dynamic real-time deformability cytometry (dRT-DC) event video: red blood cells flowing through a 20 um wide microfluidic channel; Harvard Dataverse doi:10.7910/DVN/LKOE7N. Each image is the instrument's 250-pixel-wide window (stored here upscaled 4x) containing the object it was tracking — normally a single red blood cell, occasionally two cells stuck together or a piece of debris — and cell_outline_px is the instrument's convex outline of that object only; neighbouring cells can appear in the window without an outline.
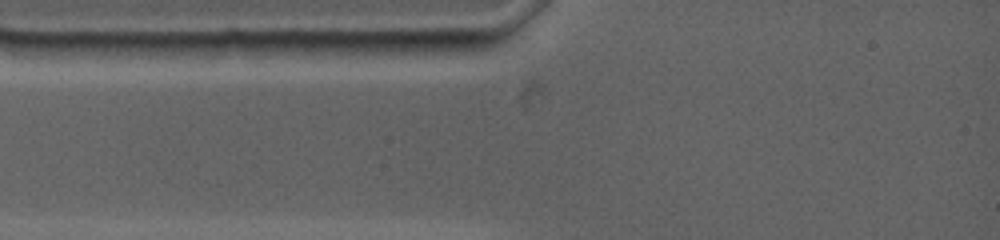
{"species": "common noctule bat (a hibernating species)", "species_latin": "Nyctalus noctula", "temperature_condition": "warm", "stored_images_in_passage": 2, "camera_frame_rate_fps": 4500, "um_per_image_px": 0.085, "animal": {"sex": "female", "body_mass_g": 19.0, "forearm_length_mm": 53.3}, "frame": {"image": 1, "passage_image": 1, "time_ms": 0.0, "image_size_px": [1000, 240], "cell_outline_px": [[240, 44], [232, 56], [168, 60], [156, 60], [140, 44], [224, 40], [240, 40]], "centroid_in_image_um": [16.32, 4.22], "position_along_channel_um": 68.7, "area_um2": 10.81}}